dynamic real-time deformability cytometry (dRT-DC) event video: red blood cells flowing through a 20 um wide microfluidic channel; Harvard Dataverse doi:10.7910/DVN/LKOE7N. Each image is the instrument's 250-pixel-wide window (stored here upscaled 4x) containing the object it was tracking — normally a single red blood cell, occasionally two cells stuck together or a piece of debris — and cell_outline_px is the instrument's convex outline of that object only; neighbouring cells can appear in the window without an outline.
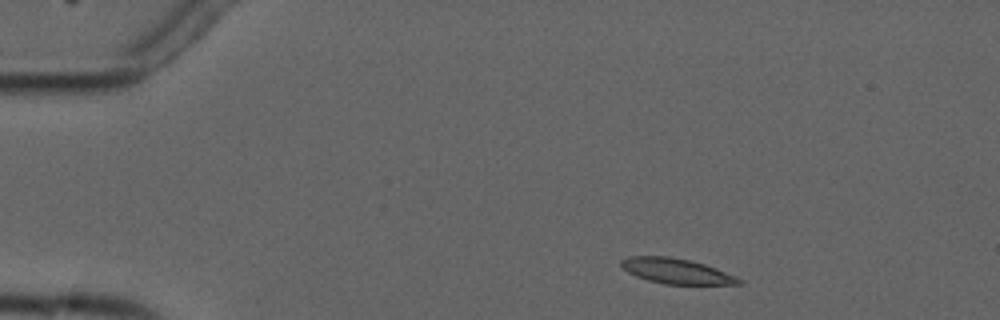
{"species": "common noctule bat (a hibernating species)", "species_latin": "Nyctalus noctula", "temperature_condition": "cold", "stored_images_in_passage": 3, "camera_frame_rate_fps": 3000, "um_per_image_px": 0.085, "animal": {"sex": "male", "forearm_length_mm": 52.5}, "frame": {"image": 1, "passage_image": 1, "time_ms": 0.0, "image_size_px": [1000, 320], "cell_outline_px": [[744, 284], [664, 284], [648, 280], [636, 276], [628, 272], [620, 264], [620, 260], [628, 256], [668, 256], [688, 260], [704, 264], [716, 268], [736, 276], [744, 280]], "centroid_in_image_um": [57.5, 23.04], "position_along_channel_um": 27.5, "area_um2": 17.28}}